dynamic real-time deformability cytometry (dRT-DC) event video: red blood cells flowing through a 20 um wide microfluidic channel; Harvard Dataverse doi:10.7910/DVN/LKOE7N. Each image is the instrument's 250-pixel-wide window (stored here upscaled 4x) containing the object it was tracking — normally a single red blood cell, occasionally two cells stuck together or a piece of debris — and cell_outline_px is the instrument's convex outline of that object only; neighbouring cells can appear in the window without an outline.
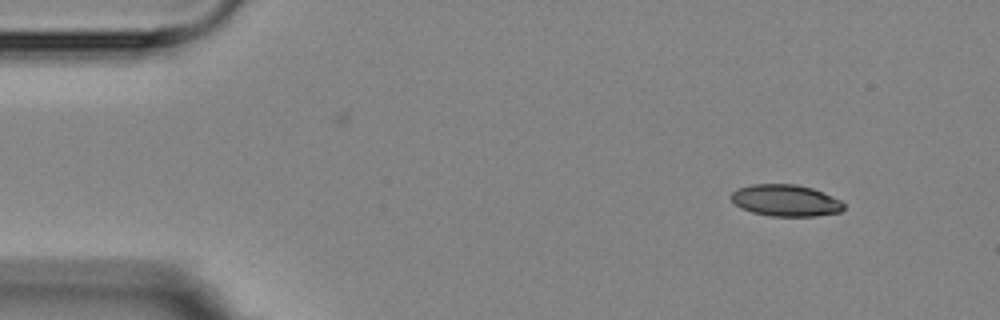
{"species": "Egyptian fruit bat (a non-hibernating species)", "species_latin": "Rousettus aegyptiacus", "temperature_condition": "room temperature", "stored_images_in_passage": 4, "camera_frame_rate_fps": 3000, "um_per_image_px": 0.085, "animal": {"sex": "female"}, "frame": {"image": 1, "passage_image": 1, "time_ms": 0.0, "image_size_px": [1000, 320], "cell_outline_px": [[844, 208], [840, 212], [816, 216], [772, 216], [752, 212], [740, 208], [728, 196], [736, 188], [752, 184], [796, 184], [812, 188], [824, 192], [840, 200], [844, 204]], "centroid_in_image_um": [66.76, 17.03], "position_along_channel_um": 18.2, "area_um2": 20.92}}
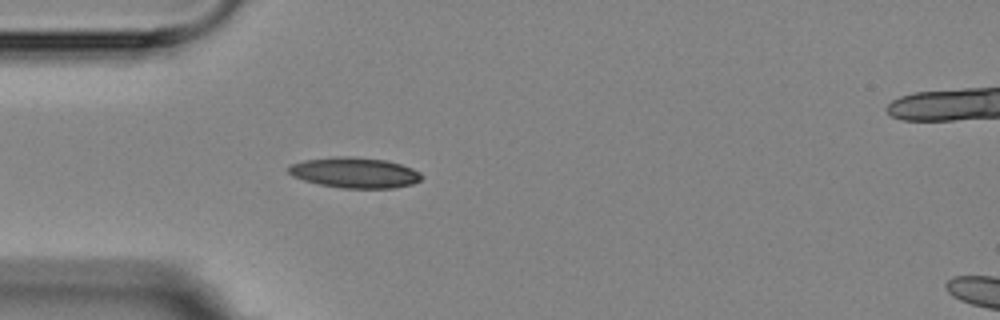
{"frame": {"image": 2, "passage_image": 4, "time_ms": 3.333, "image_size_px": [1000, 320], "cell_outline_px": [[424, 176], [420, 180], [412, 184], [392, 188], [344, 188], [320, 184], [304, 180], [292, 176], [288, 172], [288, 164], [304, 160], [336, 156], [348, 156], [388, 160], [412, 168], [420, 172]], "centroid_in_image_um": [30.14, 14.66], "position_along_channel_um": 54.9, "area_um2": 23.76}}